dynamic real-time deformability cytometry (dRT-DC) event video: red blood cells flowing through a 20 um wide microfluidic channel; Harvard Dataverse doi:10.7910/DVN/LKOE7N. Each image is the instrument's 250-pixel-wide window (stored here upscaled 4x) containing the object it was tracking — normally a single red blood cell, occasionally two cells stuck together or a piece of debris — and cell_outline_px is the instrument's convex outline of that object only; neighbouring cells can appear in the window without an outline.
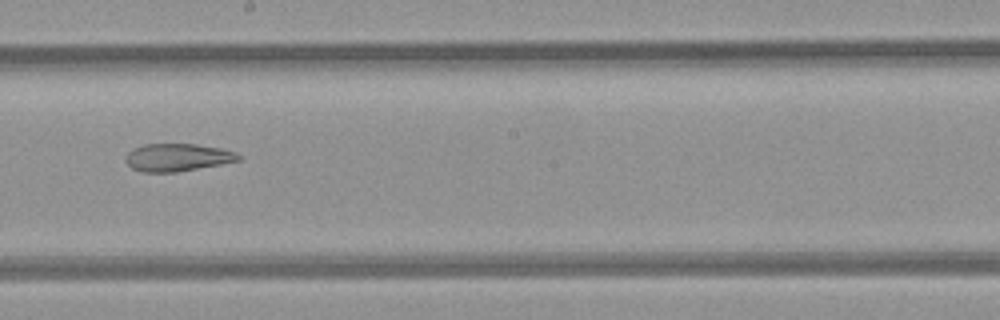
{"species": "common noctule bat (a hibernating species)", "species_latin": "Nyctalus noctula", "temperature_condition": "room temperature", "stored_images_in_passage": 8, "camera_frame_rate_fps": 3000, "um_per_image_px": 0.085, "animal": {"sex": "female", "body_mass_g": 21.9}, "frame": {"image": 1, "passage_image": 8, "time_ms": 8.667, "image_size_px": [1000, 320], "cell_outline_px": [[240, 160], [220, 164], [176, 172], [144, 172], [132, 168], [124, 160], [128, 152], [132, 148], [144, 144], [196, 144], [220, 148], [236, 152], [240, 156]], "centroid_in_image_um": [15.05, 13.37], "position_along_channel_um": 233.1, "area_um2": 18.09}}